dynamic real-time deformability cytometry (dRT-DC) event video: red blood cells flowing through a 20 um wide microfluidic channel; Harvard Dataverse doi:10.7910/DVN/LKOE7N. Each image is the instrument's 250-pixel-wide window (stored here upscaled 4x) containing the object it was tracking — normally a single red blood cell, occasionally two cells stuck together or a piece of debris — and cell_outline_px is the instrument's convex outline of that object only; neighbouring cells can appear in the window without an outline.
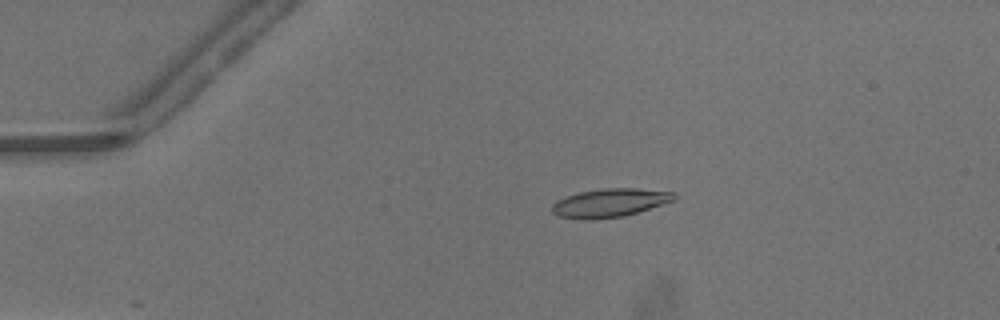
{"species": "common noctule bat (a hibernating species)", "species_latin": "Nyctalus noctula", "temperature_condition": "warm", "stored_images_in_passage": 50, "camera_frame_rate_fps": 3000, "um_per_image_px": 0.085, "animal": {"sex": "male", "body_mass_g": 13.3}, "frame": {"image": 1, "passage_image": 11, "time_ms": 3.333, "image_size_px": [1000, 320], "cell_outline_px": [[676, 200], [624, 216], [588, 220], [584, 220], [560, 216], [552, 212], [552, 204], [556, 200], [580, 192], [604, 188], [636, 188], [676, 192]], "centroid_in_image_um": [51.86, 17.24], "position_along_channel_um": 33.1, "area_um2": 20.23}}
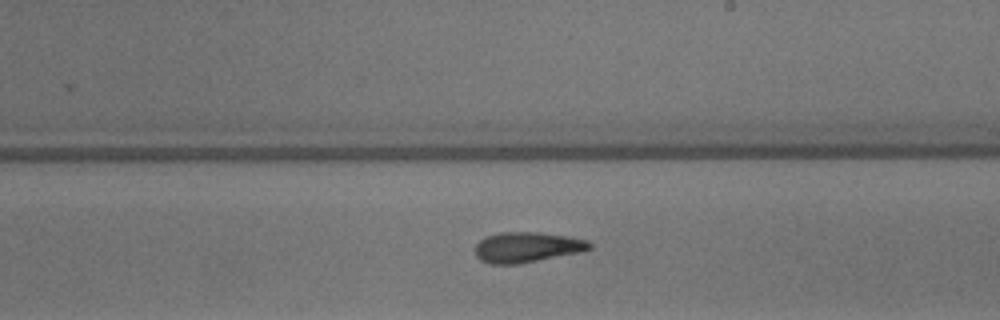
{"frame": {"image": 2, "passage_image": 30, "time_ms": 9.667, "image_size_px": [1000, 320], "cell_outline_px": [[592, 248], [580, 252], [516, 264], [488, 264], [480, 260], [476, 256], [476, 244], [484, 236], [500, 232], [540, 232], [572, 236], [588, 240], [592, 244]], "centroid_in_image_um": [44.8, 20.99], "position_along_channel_um": 244.2, "area_um2": 20.4}}
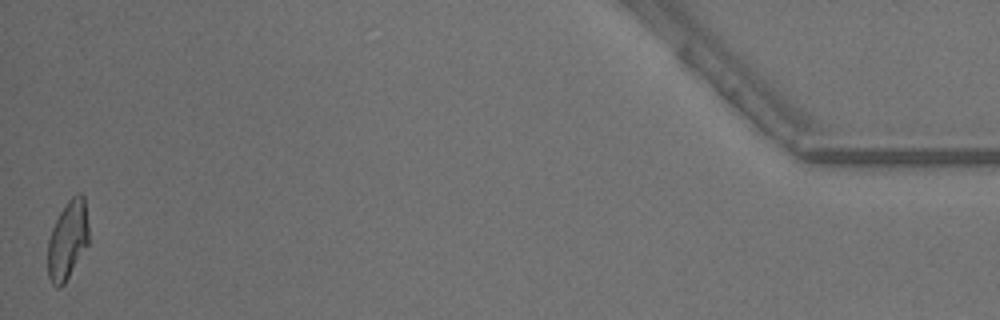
{"frame": {"image": 3, "passage_image": 50, "time_ms": 16.333, "image_size_px": [1000, 320], "cell_outline_px": [[88, 244], [64, 284], [60, 288], [56, 288], [52, 284], [48, 276], [48, 240], [52, 228], [60, 212], [68, 200], [76, 192], [80, 192], [84, 196], [88, 224]], "centroid_in_image_um": [5.75, 20.39], "position_along_channel_um": 429.5, "area_um2": 18.79}, "authors_computed_cell_mechanics": {"area_um2": 19.652, "velocity_mm_per_s": 4.206, "shape_relaxation_time_tau1_ms": 9.2473, "shape_relaxation_time_tau2_ms": 3.0215, "deformation_change_tau1": 0.2521, "deformation_change_tau2": 0.1286}}